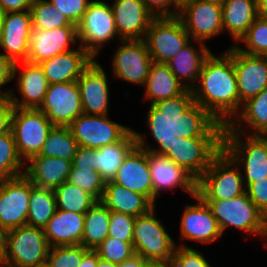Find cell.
<instances>
[{
    "label": "cell",
    "mask_w": 267,
    "mask_h": 267,
    "mask_svg": "<svg viewBox=\"0 0 267 267\" xmlns=\"http://www.w3.org/2000/svg\"><path fill=\"white\" fill-rule=\"evenodd\" d=\"M13 68L14 63L4 54L0 53V98H9L12 89L2 91V87L8 84V82L13 81Z\"/></svg>",
    "instance_id": "cell-50"
},
{
    "label": "cell",
    "mask_w": 267,
    "mask_h": 267,
    "mask_svg": "<svg viewBox=\"0 0 267 267\" xmlns=\"http://www.w3.org/2000/svg\"><path fill=\"white\" fill-rule=\"evenodd\" d=\"M39 110L54 126H69L83 114L77 81L49 84Z\"/></svg>",
    "instance_id": "cell-16"
},
{
    "label": "cell",
    "mask_w": 267,
    "mask_h": 267,
    "mask_svg": "<svg viewBox=\"0 0 267 267\" xmlns=\"http://www.w3.org/2000/svg\"><path fill=\"white\" fill-rule=\"evenodd\" d=\"M53 123L39 109H13L11 131L21 159L27 162L43 148Z\"/></svg>",
    "instance_id": "cell-9"
},
{
    "label": "cell",
    "mask_w": 267,
    "mask_h": 267,
    "mask_svg": "<svg viewBox=\"0 0 267 267\" xmlns=\"http://www.w3.org/2000/svg\"><path fill=\"white\" fill-rule=\"evenodd\" d=\"M136 145L132 129L121 141L94 149V170L105 182L113 180L123 160Z\"/></svg>",
    "instance_id": "cell-34"
},
{
    "label": "cell",
    "mask_w": 267,
    "mask_h": 267,
    "mask_svg": "<svg viewBox=\"0 0 267 267\" xmlns=\"http://www.w3.org/2000/svg\"><path fill=\"white\" fill-rule=\"evenodd\" d=\"M49 248L42 228L20 226L5 232L0 262L11 267H38L46 264Z\"/></svg>",
    "instance_id": "cell-6"
},
{
    "label": "cell",
    "mask_w": 267,
    "mask_h": 267,
    "mask_svg": "<svg viewBox=\"0 0 267 267\" xmlns=\"http://www.w3.org/2000/svg\"><path fill=\"white\" fill-rule=\"evenodd\" d=\"M191 42L193 41H189L166 63L175 77L189 89L197 83L203 64L211 54L209 46L205 45L206 43L194 41L195 44H199V47L195 48Z\"/></svg>",
    "instance_id": "cell-29"
},
{
    "label": "cell",
    "mask_w": 267,
    "mask_h": 267,
    "mask_svg": "<svg viewBox=\"0 0 267 267\" xmlns=\"http://www.w3.org/2000/svg\"><path fill=\"white\" fill-rule=\"evenodd\" d=\"M247 129H250V135H267V87L242 103L238 114L224 127V131L249 135Z\"/></svg>",
    "instance_id": "cell-30"
},
{
    "label": "cell",
    "mask_w": 267,
    "mask_h": 267,
    "mask_svg": "<svg viewBox=\"0 0 267 267\" xmlns=\"http://www.w3.org/2000/svg\"><path fill=\"white\" fill-rule=\"evenodd\" d=\"M222 150L223 137H177L165 156L198 180Z\"/></svg>",
    "instance_id": "cell-10"
},
{
    "label": "cell",
    "mask_w": 267,
    "mask_h": 267,
    "mask_svg": "<svg viewBox=\"0 0 267 267\" xmlns=\"http://www.w3.org/2000/svg\"><path fill=\"white\" fill-rule=\"evenodd\" d=\"M148 163L153 185V204L155 206L160 192L166 190L173 191V189L179 187L189 193L188 195L191 198L197 194V180L167 156L148 151Z\"/></svg>",
    "instance_id": "cell-19"
},
{
    "label": "cell",
    "mask_w": 267,
    "mask_h": 267,
    "mask_svg": "<svg viewBox=\"0 0 267 267\" xmlns=\"http://www.w3.org/2000/svg\"><path fill=\"white\" fill-rule=\"evenodd\" d=\"M2 17H3V13L0 11V33H1V27H2Z\"/></svg>",
    "instance_id": "cell-61"
},
{
    "label": "cell",
    "mask_w": 267,
    "mask_h": 267,
    "mask_svg": "<svg viewBox=\"0 0 267 267\" xmlns=\"http://www.w3.org/2000/svg\"><path fill=\"white\" fill-rule=\"evenodd\" d=\"M78 44L77 26H63L51 30L32 27L27 61L42 63L60 53L73 50L70 44Z\"/></svg>",
    "instance_id": "cell-23"
},
{
    "label": "cell",
    "mask_w": 267,
    "mask_h": 267,
    "mask_svg": "<svg viewBox=\"0 0 267 267\" xmlns=\"http://www.w3.org/2000/svg\"><path fill=\"white\" fill-rule=\"evenodd\" d=\"M150 267H174L171 263L152 264Z\"/></svg>",
    "instance_id": "cell-60"
},
{
    "label": "cell",
    "mask_w": 267,
    "mask_h": 267,
    "mask_svg": "<svg viewBox=\"0 0 267 267\" xmlns=\"http://www.w3.org/2000/svg\"><path fill=\"white\" fill-rule=\"evenodd\" d=\"M97 267H119V265L99 259Z\"/></svg>",
    "instance_id": "cell-57"
},
{
    "label": "cell",
    "mask_w": 267,
    "mask_h": 267,
    "mask_svg": "<svg viewBox=\"0 0 267 267\" xmlns=\"http://www.w3.org/2000/svg\"><path fill=\"white\" fill-rule=\"evenodd\" d=\"M57 10L64 14L73 24L77 25L92 0H47Z\"/></svg>",
    "instance_id": "cell-47"
},
{
    "label": "cell",
    "mask_w": 267,
    "mask_h": 267,
    "mask_svg": "<svg viewBox=\"0 0 267 267\" xmlns=\"http://www.w3.org/2000/svg\"><path fill=\"white\" fill-rule=\"evenodd\" d=\"M0 267H11L0 262Z\"/></svg>",
    "instance_id": "cell-62"
},
{
    "label": "cell",
    "mask_w": 267,
    "mask_h": 267,
    "mask_svg": "<svg viewBox=\"0 0 267 267\" xmlns=\"http://www.w3.org/2000/svg\"><path fill=\"white\" fill-rule=\"evenodd\" d=\"M237 43L236 48L245 54L267 56V19L258 16Z\"/></svg>",
    "instance_id": "cell-41"
},
{
    "label": "cell",
    "mask_w": 267,
    "mask_h": 267,
    "mask_svg": "<svg viewBox=\"0 0 267 267\" xmlns=\"http://www.w3.org/2000/svg\"><path fill=\"white\" fill-rule=\"evenodd\" d=\"M142 1L145 3L147 10L154 16V18L177 17L182 3V0H142Z\"/></svg>",
    "instance_id": "cell-48"
},
{
    "label": "cell",
    "mask_w": 267,
    "mask_h": 267,
    "mask_svg": "<svg viewBox=\"0 0 267 267\" xmlns=\"http://www.w3.org/2000/svg\"><path fill=\"white\" fill-rule=\"evenodd\" d=\"M95 251L98 253L100 259L118 265L130 259L135 254L133 243L120 241L110 236Z\"/></svg>",
    "instance_id": "cell-44"
},
{
    "label": "cell",
    "mask_w": 267,
    "mask_h": 267,
    "mask_svg": "<svg viewBox=\"0 0 267 267\" xmlns=\"http://www.w3.org/2000/svg\"><path fill=\"white\" fill-rule=\"evenodd\" d=\"M112 181L130 191L145 195L153 203L148 151L136 145L125 157Z\"/></svg>",
    "instance_id": "cell-25"
},
{
    "label": "cell",
    "mask_w": 267,
    "mask_h": 267,
    "mask_svg": "<svg viewBox=\"0 0 267 267\" xmlns=\"http://www.w3.org/2000/svg\"><path fill=\"white\" fill-rule=\"evenodd\" d=\"M5 231L0 226V257L4 249Z\"/></svg>",
    "instance_id": "cell-58"
},
{
    "label": "cell",
    "mask_w": 267,
    "mask_h": 267,
    "mask_svg": "<svg viewBox=\"0 0 267 267\" xmlns=\"http://www.w3.org/2000/svg\"><path fill=\"white\" fill-rule=\"evenodd\" d=\"M257 15V0H225L222 4L224 33L230 35L234 45L247 32Z\"/></svg>",
    "instance_id": "cell-32"
},
{
    "label": "cell",
    "mask_w": 267,
    "mask_h": 267,
    "mask_svg": "<svg viewBox=\"0 0 267 267\" xmlns=\"http://www.w3.org/2000/svg\"><path fill=\"white\" fill-rule=\"evenodd\" d=\"M257 15L267 19V0H257Z\"/></svg>",
    "instance_id": "cell-56"
},
{
    "label": "cell",
    "mask_w": 267,
    "mask_h": 267,
    "mask_svg": "<svg viewBox=\"0 0 267 267\" xmlns=\"http://www.w3.org/2000/svg\"><path fill=\"white\" fill-rule=\"evenodd\" d=\"M112 58L114 78L134 85L145 86L152 63L144 39L120 40Z\"/></svg>",
    "instance_id": "cell-14"
},
{
    "label": "cell",
    "mask_w": 267,
    "mask_h": 267,
    "mask_svg": "<svg viewBox=\"0 0 267 267\" xmlns=\"http://www.w3.org/2000/svg\"><path fill=\"white\" fill-rule=\"evenodd\" d=\"M111 211L97 201L85 214L82 246L89 250L97 247L108 237Z\"/></svg>",
    "instance_id": "cell-35"
},
{
    "label": "cell",
    "mask_w": 267,
    "mask_h": 267,
    "mask_svg": "<svg viewBox=\"0 0 267 267\" xmlns=\"http://www.w3.org/2000/svg\"><path fill=\"white\" fill-rule=\"evenodd\" d=\"M94 149L90 147L79 146L73 158L74 166H86L94 169Z\"/></svg>",
    "instance_id": "cell-53"
},
{
    "label": "cell",
    "mask_w": 267,
    "mask_h": 267,
    "mask_svg": "<svg viewBox=\"0 0 267 267\" xmlns=\"http://www.w3.org/2000/svg\"><path fill=\"white\" fill-rule=\"evenodd\" d=\"M110 211L135 217L148 213L155 205L143 194L130 191L124 186L107 181L100 200Z\"/></svg>",
    "instance_id": "cell-31"
},
{
    "label": "cell",
    "mask_w": 267,
    "mask_h": 267,
    "mask_svg": "<svg viewBox=\"0 0 267 267\" xmlns=\"http://www.w3.org/2000/svg\"><path fill=\"white\" fill-rule=\"evenodd\" d=\"M233 64L241 109L242 103L267 87V56L245 54L233 44Z\"/></svg>",
    "instance_id": "cell-22"
},
{
    "label": "cell",
    "mask_w": 267,
    "mask_h": 267,
    "mask_svg": "<svg viewBox=\"0 0 267 267\" xmlns=\"http://www.w3.org/2000/svg\"><path fill=\"white\" fill-rule=\"evenodd\" d=\"M32 27L39 30H51L63 26H77L47 0H35L31 9Z\"/></svg>",
    "instance_id": "cell-40"
},
{
    "label": "cell",
    "mask_w": 267,
    "mask_h": 267,
    "mask_svg": "<svg viewBox=\"0 0 267 267\" xmlns=\"http://www.w3.org/2000/svg\"><path fill=\"white\" fill-rule=\"evenodd\" d=\"M152 263L142 256L134 254L130 259L119 264V267H150Z\"/></svg>",
    "instance_id": "cell-54"
},
{
    "label": "cell",
    "mask_w": 267,
    "mask_h": 267,
    "mask_svg": "<svg viewBox=\"0 0 267 267\" xmlns=\"http://www.w3.org/2000/svg\"><path fill=\"white\" fill-rule=\"evenodd\" d=\"M31 181L24 175L0 182V226L9 230L27 225Z\"/></svg>",
    "instance_id": "cell-15"
},
{
    "label": "cell",
    "mask_w": 267,
    "mask_h": 267,
    "mask_svg": "<svg viewBox=\"0 0 267 267\" xmlns=\"http://www.w3.org/2000/svg\"><path fill=\"white\" fill-rule=\"evenodd\" d=\"M242 136L246 138L243 140ZM223 149L244 171L245 187L250 183L267 180V135L224 131Z\"/></svg>",
    "instance_id": "cell-3"
},
{
    "label": "cell",
    "mask_w": 267,
    "mask_h": 267,
    "mask_svg": "<svg viewBox=\"0 0 267 267\" xmlns=\"http://www.w3.org/2000/svg\"><path fill=\"white\" fill-rule=\"evenodd\" d=\"M218 56L211 52L206 58L198 81L191 90L194 101L226 126L240 111L233 45Z\"/></svg>",
    "instance_id": "cell-2"
},
{
    "label": "cell",
    "mask_w": 267,
    "mask_h": 267,
    "mask_svg": "<svg viewBox=\"0 0 267 267\" xmlns=\"http://www.w3.org/2000/svg\"><path fill=\"white\" fill-rule=\"evenodd\" d=\"M88 251L82 245L50 247L46 264L49 267H78Z\"/></svg>",
    "instance_id": "cell-43"
},
{
    "label": "cell",
    "mask_w": 267,
    "mask_h": 267,
    "mask_svg": "<svg viewBox=\"0 0 267 267\" xmlns=\"http://www.w3.org/2000/svg\"><path fill=\"white\" fill-rule=\"evenodd\" d=\"M136 217L111 211L108 236L132 243Z\"/></svg>",
    "instance_id": "cell-45"
},
{
    "label": "cell",
    "mask_w": 267,
    "mask_h": 267,
    "mask_svg": "<svg viewBox=\"0 0 267 267\" xmlns=\"http://www.w3.org/2000/svg\"><path fill=\"white\" fill-rule=\"evenodd\" d=\"M35 0H0V11L8 12H23L30 10Z\"/></svg>",
    "instance_id": "cell-52"
},
{
    "label": "cell",
    "mask_w": 267,
    "mask_h": 267,
    "mask_svg": "<svg viewBox=\"0 0 267 267\" xmlns=\"http://www.w3.org/2000/svg\"><path fill=\"white\" fill-rule=\"evenodd\" d=\"M78 45L94 59L100 54L105 43L114 38L121 40L115 26L111 5L103 0H92L77 24ZM109 41V42H108Z\"/></svg>",
    "instance_id": "cell-8"
},
{
    "label": "cell",
    "mask_w": 267,
    "mask_h": 267,
    "mask_svg": "<svg viewBox=\"0 0 267 267\" xmlns=\"http://www.w3.org/2000/svg\"><path fill=\"white\" fill-rule=\"evenodd\" d=\"M31 30L30 10L3 14L0 48L4 50L2 54L14 64L27 61Z\"/></svg>",
    "instance_id": "cell-20"
},
{
    "label": "cell",
    "mask_w": 267,
    "mask_h": 267,
    "mask_svg": "<svg viewBox=\"0 0 267 267\" xmlns=\"http://www.w3.org/2000/svg\"><path fill=\"white\" fill-rule=\"evenodd\" d=\"M171 264L174 267H212L201 251L184 242L176 245Z\"/></svg>",
    "instance_id": "cell-46"
},
{
    "label": "cell",
    "mask_w": 267,
    "mask_h": 267,
    "mask_svg": "<svg viewBox=\"0 0 267 267\" xmlns=\"http://www.w3.org/2000/svg\"><path fill=\"white\" fill-rule=\"evenodd\" d=\"M19 64L23 66V69L17 73ZM13 80H16L17 91L19 96L21 95V99L16 96L17 91L12 89L9 95L12 105L15 108L39 109L49 87L40 64L29 61L15 63Z\"/></svg>",
    "instance_id": "cell-18"
},
{
    "label": "cell",
    "mask_w": 267,
    "mask_h": 267,
    "mask_svg": "<svg viewBox=\"0 0 267 267\" xmlns=\"http://www.w3.org/2000/svg\"><path fill=\"white\" fill-rule=\"evenodd\" d=\"M85 214L58 210L43 228L49 247L82 245Z\"/></svg>",
    "instance_id": "cell-28"
},
{
    "label": "cell",
    "mask_w": 267,
    "mask_h": 267,
    "mask_svg": "<svg viewBox=\"0 0 267 267\" xmlns=\"http://www.w3.org/2000/svg\"><path fill=\"white\" fill-rule=\"evenodd\" d=\"M196 204L185 205L180 218V239L210 244L223 235L210 206L198 195Z\"/></svg>",
    "instance_id": "cell-17"
},
{
    "label": "cell",
    "mask_w": 267,
    "mask_h": 267,
    "mask_svg": "<svg viewBox=\"0 0 267 267\" xmlns=\"http://www.w3.org/2000/svg\"><path fill=\"white\" fill-rule=\"evenodd\" d=\"M38 267H49L47 264H44V265H40Z\"/></svg>",
    "instance_id": "cell-63"
},
{
    "label": "cell",
    "mask_w": 267,
    "mask_h": 267,
    "mask_svg": "<svg viewBox=\"0 0 267 267\" xmlns=\"http://www.w3.org/2000/svg\"><path fill=\"white\" fill-rule=\"evenodd\" d=\"M202 2H208V3H212V4H216V5H221L224 3L225 0H199Z\"/></svg>",
    "instance_id": "cell-59"
},
{
    "label": "cell",
    "mask_w": 267,
    "mask_h": 267,
    "mask_svg": "<svg viewBox=\"0 0 267 267\" xmlns=\"http://www.w3.org/2000/svg\"><path fill=\"white\" fill-rule=\"evenodd\" d=\"M146 116V125L158 146L149 145L134 130L136 144L155 154L166 155L177 137H223L225 126L194 101L189 88L175 97L150 104Z\"/></svg>",
    "instance_id": "cell-1"
},
{
    "label": "cell",
    "mask_w": 267,
    "mask_h": 267,
    "mask_svg": "<svg viewBox=\"0 0 267 267\" xmlns=\"http://www.w3.org/2000/svg\"><path fill=\"white\" fill-rule=\"evenodd\" d=\"M156 206L148 213L136 217L133 249L152 264L171 263L177 243L156 217Z\"/></svg>",
    "instance_id": "cell-7"
},
{
    "label": "cell",
    "mask_w": 267,
    "mask_h": 267,
    "mask_svg": "<svg viewBox=\"0 0 267 267\" xmlns=\"http://www.w3.org/2000/svg\"><path fill=\"white\" fill-rule=\"evenodd\" d=\"M14 106L9 98H0V136L11 131V118Z\"/></svg>",
    "instance_id": "cell-51"
},
{
    "label": "cell",
    "mask_w": 267,
    "mask_h": 267,
    "mask_svg": "<svg viewBox=\"0 0 267 267\" xmlns=\"http://www.w3.org/2000/svg\"><path fill=\"white\" fill-rule=\"evenodd\" d=\"M246 192L239 165L223 149L197 180V194L203 200H229Z\"/></svg>",
    "instance_id": "cell-5"
},
{
    "label": "cell",
    "mask_w": 267,
    "mask_h": 267,
    "mask_svg": "<svg viewBox=\"0 0 267 267\" xmlns=\"http://www.w3.org/2000/svg\"><path fill=\"white\" fill-rule=\"evenodd\" d=\"M83 114L108 115V76L96 59L84 70L77 80Z\"/></svg>",
    "instance_id": "cell-21"
},
{
    "label": "cell",
    "mask_w": 267,
    "mask_h": 267,
    "mask_svg": "<svg viewBox=\"0 0 267 267\" xmlns=\"http://www.w3.org/2000/svg\"><path fill=\"white\" fill-rule=\"evenodd\" d=\"M39 63L49 84L74 82L94 58L80 45Z\"/></svg>",
    "instance_id": "cell-26"
},
{
    "label": "cell",
    "mask_w": 267,
    "mask_h": 267,
    "mask_svg": "<svg viewBox=\"0 0 267 267\" xmlns=\"http://www.w3.org/2000/svg\"><path fill=\"white\" fill-rule=\"evenodd\" d=\"M177 17L193 41L206 43L224 33L221 5L199 0H182Z\"/></svg>",
    "instance_id": "cell-13"
},
{
    "label": "cell",
    "mask_w": 267,
    "mask_h": 267,
    "mask_svg": "<svg viewBox=\"0 0 267 267\" xmlns=\"http://www.w3.org/2000/svg\"><path fill=\"white\" fill-rule=\"evenodd\" d=\"M79 145L68 126H53L39 155L73 161Z\"/></svg>",
    "instance_id": "cell-37"
},
{
    "label": "cell",
    "mask_w": 267,
    "mask_h": 267,
    "mask_svg": "<svg viewBox=\"0 0 267 267\" xmlns=\"http://www.w3.org/2000/svg\"><path fill=\"white\" fill-rule=\"evenodd\" d=\"M144 41L152 62L167 63L191 38L178 17L154 18Z\"/></svg>",
    "instance_id": "cell-11"
},
{
    "label": "cell",
    "mask_w": 267,
    "mask_h": 267,
    "mask_svg": "<svg viewBox=\"0 0 267 267\" xmlns=\"http://www.w3.org/2000/svg\"><path fill=\"white\" fill-rule=\"evenodd\" d=\"M211 208L222 232L229 228L258 235L262 241L267 239V217L251 201L247 192L229 200H204Z\"/></svg>",
    "instance_id": "cell-4"
},
{
    "label": "cell",
    "mask_w": 267,
    "mask_h": 267,
    "mask_svg": "<svg viewBox=\"0 0 267 267\" xmlns=\"http://www.w3.org/2000/svg\"><path fill=\"white\" fill-rule=\"evenodd\" d=\"M68 182L88 192L100 201L106 182L92 167L71 165Z\"/></svg>",
    "instance_id": "cell-42"
},
{
    "label": "cell",
    "mask_w": 267,
    "mask_h": 267,
    "mask_svg": "<svg viewBox=\"0 0 267 267\" xmlns=\"http://www.w3.org/2000/svg\"><path fill=\"white\" fill-rule=\"evenodd\" d=\"M111 8L121 40L145 38L154 16L142 0H114Z\"/></svg>",
    "instance_id": "cell-24"
},
{
    "label": "cell",
    "mask_w": 267,
    "mask_h": 267,
    "mask_svg": "<svg viewBox=\"0 0 267 267\" xmlns=\"http://www.w3.org/2000/svg\"><path fill=\"white\" fill-rule=\"evenodd\" d=\"M25 163L19 156L12 131L0 136V182L24 174Z\"/></svg>",
    "instance_id": "cell-39"
},
{
    "label": "cell",
    "mask_w": 267,
    "mask_h": 267,
    "mask_svg": "<svg viewBox=\"0 0 267 267\" xmlns=\"http://www.w3.org/2000/svg\"><path fill=\"white\" fill-rule=\"evenodd\" d=\"M56 211L54 190L34 186L31 182L27 225L43 229Z\"/></svg>",
    "instance_id": "cell-36"
},
{
    "label": "cell",
    "mask_w": 267,
    "mask_h": 267,
    "mask_svg": "<svg viewBox=\"0 0 267 267\" xmlns=\"http://www.w3.org/2000/svg\"><path fill=\"white\" fill-rule=\"evenodd\" d=\"M72 162L35 155L25 162L24 175L34 186L55 189L69 179Z\"/></svg>",
    "instance_id": "cell-27"
},
{
    "label": "cell",
    "mask_w": 267,
    "mask_h": 267,
    "mask_svg": "<svg viewBox=\"0 0 267 267\" xmlns=\"http://www.w3.org/2000/svg\"><path fill=\"white\" fill-rule=\"evenodd\" d=\"M144 99L153 104L181 94L186 87L165 63L152 62L145 83Z\"/></svg>",
    "instance_id": "cell-33"
},
{
    "label": "cell",
    "mask_w": 267,
    "mask_h": 267,
    "mask_svg": "<svg viewBox=\"0 0 267 267\" xmlns=\"http://www.w3.org/2000/svg\"><path fill=\"white\" fill-rule=\"evenodd\" d=\"M99 255L95 250H89L82 258L78 267H97Z\"/></svg>",
    "instance_id": "cell-55"
},
{
    "label": "cell",
    "mask_w": 267,
    "mask_h": 267,
    "mask_svg": "<svg viewBox=\"0 0 267 267\" xmlns=\"http://www.w3.org/2000/svg\"><path fill=\"white\" fill-rule=\"evenodd\" d=\"M246 192L251 201L267 217V180H261L254 183H250L246 187Z\"/></svg>",
    "instance_id": "cell-49"
},
{
    "label": "cell",
    "mask_w": 267,
    "mask_h": 267,
    "mask_svg": "<svg viewBox=\"0 0 267 267\" xmlns=\"http://www.w3.org/2000/svg\"><path fill=\"white\" fill-rule=\"evenodd\" d=\"M79 146L99 149L121 141L132 129L108 115L81 114L69 126Z\"/></svg>",
    "instance_id": "cell-12"
},
{
    "label": "cell",
    "mask_w": 267,
    "mask_h": 267,
    "mask_svg": "<svg viewBox=\"0 0 267 267\" xmlns=\"http://www.w3.org/2000/svg\"><path fill=\"white\" fill-rule=\"evenodd\" d=\"M58 210L86 214L97 200L88 192L66 181L54 189Z\"/></svg>",
    "instance_id": "cell-38"
}]
</instances>
